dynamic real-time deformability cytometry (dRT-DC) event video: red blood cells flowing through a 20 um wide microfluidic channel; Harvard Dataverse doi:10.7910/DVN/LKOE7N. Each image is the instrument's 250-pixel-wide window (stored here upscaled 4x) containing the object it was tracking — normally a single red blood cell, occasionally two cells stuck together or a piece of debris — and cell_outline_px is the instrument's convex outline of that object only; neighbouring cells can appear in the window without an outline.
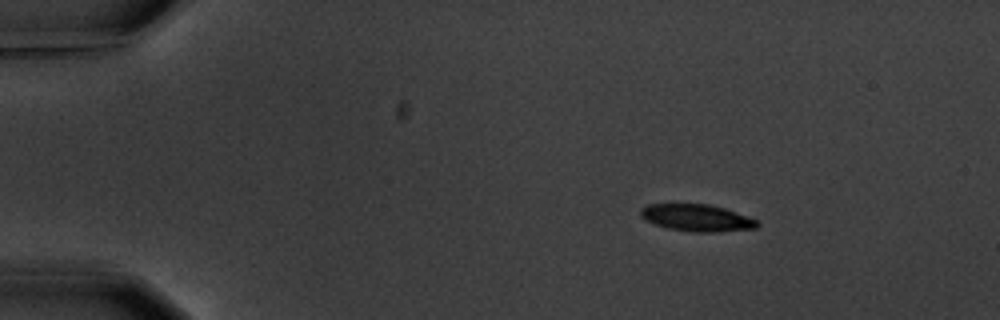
{"species": "common noctule bat (a hibernating species)", "species_latin": "Nyctalus noctula", "temperature_condition": "warm", "stored_images_in_passage": 6, "camera_frame_rate_fps": 3000, "um_per_image_px": 0.085, "animal": {"sex": "male", "body_mass_g": 20.1, "forearm_length_mm": 53.5}, "frame": {"image": 1, "passage_image": 1, "time_ms": 0.0, "image_size_px": [1000, 320], "cell_outline_px": [[760, 224], [756, 228], [716, 232], [692, 232], [668, 228], [644, 220], [640, 216], [640, 208], [648, 204], [708, 204], [724, 208], [748, 216], [756, 220]], "centroid_in_image_um": [59.21, 18.51], "position_along_channel_um": 25.8, "area_um2": 18.32}}
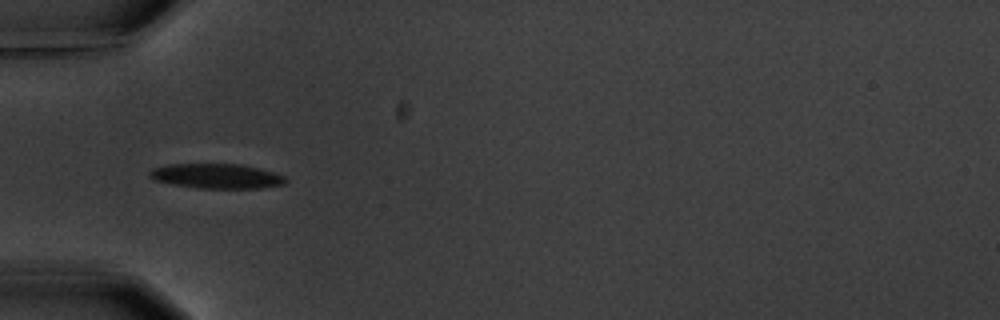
{"frame": {"image": 2, "passage_image": 4, "time_ms": 3.333, "image_size_px": [1000, 320], "cell_outline_px": [[288, 180], [284, 184], [260, 188], [196, 188], [172, 184], [156, 180], [148, 176], [148, 172], [152, 168], [168, 164], [244, 164], [260, 168], [284, 176]], "centroid_in_image_um": [18.4, 14.96], "position_along_channel_um": 66.6, "area_um2": 19.71}}
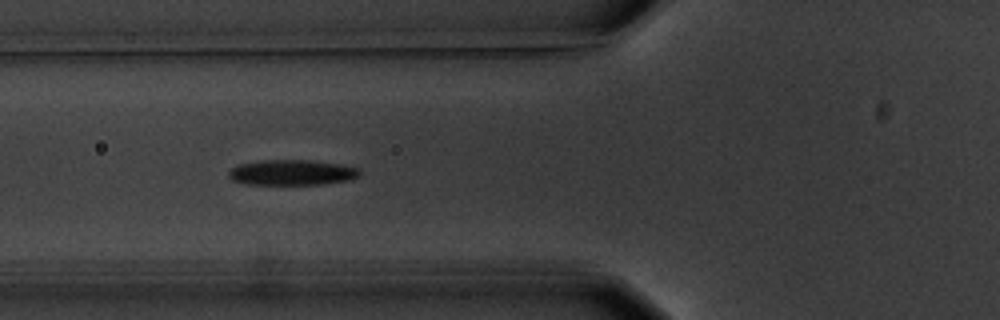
{"frame": {"image": 3, "passage_image": 5, "time_ms": 4.333, "image_size_px": [1000, 320], "cell_outline_px": [[360, 176], [352, 180], [324, 184], [244, 184], [232, 180], [228, 176], [228, 172], [236, 164], [260, 160], [308, 160], [340, 164], [360, 168]], "centroid_in_image_um": [24.82, 14.66], "position_along_channel_um": 101.0, "area_um2": 19.65}}